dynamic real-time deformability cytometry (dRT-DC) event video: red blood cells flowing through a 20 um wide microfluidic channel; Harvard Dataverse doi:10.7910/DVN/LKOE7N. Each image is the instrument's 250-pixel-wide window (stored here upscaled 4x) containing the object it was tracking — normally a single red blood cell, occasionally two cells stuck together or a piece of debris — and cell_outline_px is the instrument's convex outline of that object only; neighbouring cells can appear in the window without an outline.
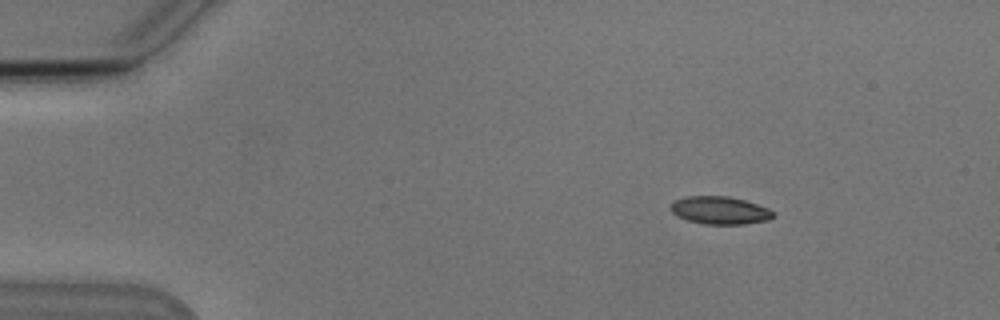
{"species": "Egyptian fruit bat (a non-hibernating species)", "species_latin": "Rousettus aegyptiacus", "temperature_condition": "cold", "stored_images_in_passage": 54, "camera_frame_rate_fps": 3000, "um_per_image_px": 0.085, "animal": {"sex": "male"}, "frame": {"image": 1, "passage_image": 8, "time_ms": 2.333, "image_size_px": [1000, 320], "cell_outline_px": [[772, 216], [768, 220], [744, 224], [704, 224], [688, 220], [676, 216], [672, 212], [672, 200], [688, 196], [728, 196], [744, 200], [768, 208], [772, 212]], "centroid_in_image_um": [61.15, 17.87], "position_along_channel_um": 23.9, "area_um2": 16.42}}
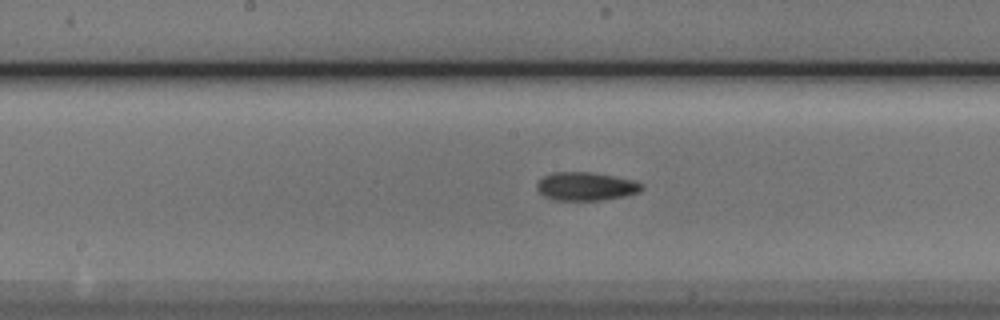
{"frame": {"image": 2, "passage_image": 28, "time_ms": 9.0, "image_size_px": [1000, 320], "cell_outline_px": [[644, 188], [640, 192], [604, 200], [552, 200], [544, 196], [536, 188], [536, 184], [544, 176], [552, 172], [592, 172], [632, 180], [644, 184]], "centroid_in_image_um": [49.79, 15.84], "position_along_channel_um": 198.4, "area_um2": 17.34}}
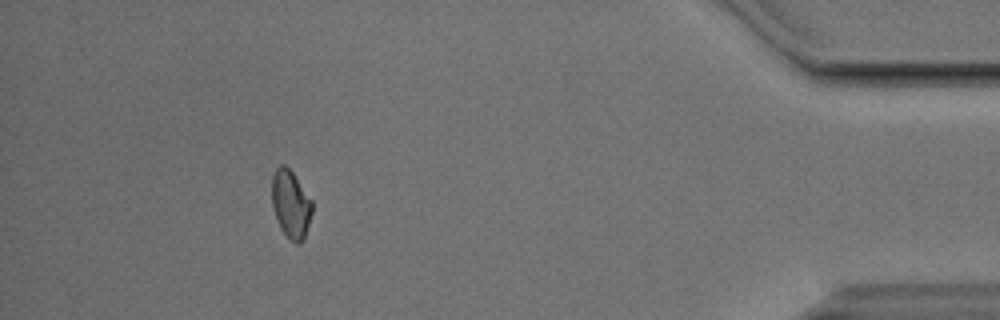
{"frame": {"image": 3, "passage_image": 49, "time_ms": 16.0, "image_size_px": [1000, 320], "cell_outline_px": [[312, 212], [304, 240], [300, 244], [296, 244], [288, 240], [280, 228], [272, 208], [272, 176], [276, 168], [280, 164], [284, 164], [292, 172], [312, 200]], "centroid_in_image_um": [24.71, 17.39], "position_along_channel_um": 410.5, "area_um2": 16.13}, "authors_computed_cell_mechanics": {"area_um2": 16.6464, "velocity_mm_per_s": 3.8241, "shape_relaxation_time_tau1_ms": 4.2237, "shape_relaxation_time_tau2_ms": 2.8392, "deformation_change_tau1": 0.1095, "deformation_change_tau2": 0.0841}}